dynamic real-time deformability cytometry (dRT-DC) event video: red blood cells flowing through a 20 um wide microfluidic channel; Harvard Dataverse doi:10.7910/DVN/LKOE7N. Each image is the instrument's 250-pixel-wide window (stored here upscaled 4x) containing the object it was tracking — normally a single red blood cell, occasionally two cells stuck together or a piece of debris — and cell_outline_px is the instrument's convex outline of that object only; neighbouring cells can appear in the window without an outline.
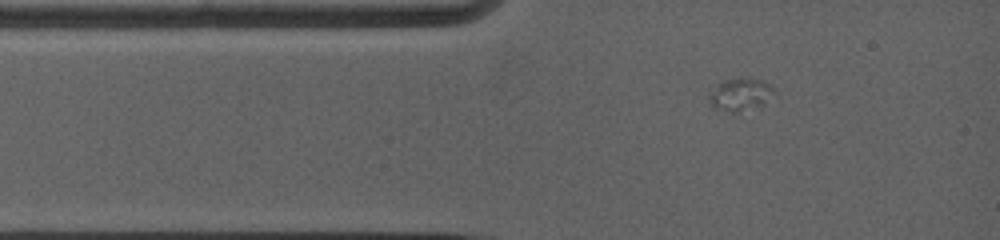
{"species": "common noctule bat (a hibernating species)", "species_latin": "Nyctalus noctula", "temperature_condition": "warm", "stored_images_in_passage": 3, "camera_frame_rate_fps": 5000, "um_per_image_px": 0.085, "animal": {"sex": "female", "body_mass_g": 19.0, "forearm_length_mm": 53.3}, "frame": {"image": 1, "passage_image": 2, "time_ms": 0.8, "image_size_px": [1000, 240], "cell_outline_px": [[772, 92], [736, 112], [724, 112], [708, 96], [716, 84], [724, 80], [764, 80], [772, 88]], "centroid_in_image_um": [62.78, 7.97], "position_along_channel_um": 22.2, "area_um2": 10.35}}